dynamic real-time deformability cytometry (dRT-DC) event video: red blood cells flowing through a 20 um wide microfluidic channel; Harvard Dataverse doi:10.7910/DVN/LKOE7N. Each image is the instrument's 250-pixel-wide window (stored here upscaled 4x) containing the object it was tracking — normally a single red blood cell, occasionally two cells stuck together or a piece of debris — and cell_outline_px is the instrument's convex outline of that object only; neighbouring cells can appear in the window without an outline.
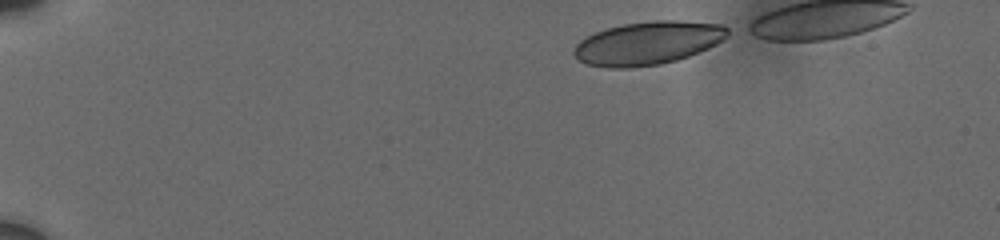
{"species": "human", "species_latin": "Homo sapiens", "temperature_condition": "cold", "stored_images_in_passage": 9, "camera_frame_rate_fps": 3000, "um_per_image_px": 0.085, "donor": {"sex": "male"}, "frame": {"image": 1, "passage_image": 1, "time_ms": 0.0, "image_size_px": [1000, 240], "cell_outline_px": [[728, 36], [724, 40], [708, 48], [688, 56], [676, 60], [660, 64], [628, 68], [608, 68], [588, 64], [580, 60], [572, 52], [576, 44], [580, 40], [604, 28], [624, 24], [652, 20], [680, 20], [720, 24], [728, 28]], "centroid_in_image_um": [55.07, 3.65], "position_along_channel_um": 29.9, "area_um2": 38.73}}
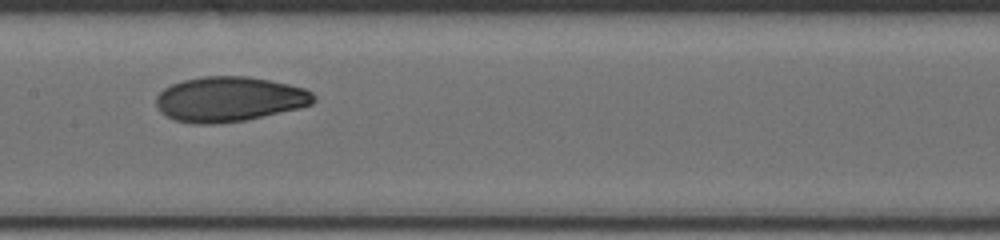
{"frame": {"image": 2, "passage_image": 8, "time_ms": 7.0, "image_size_px": [1000, 240], "cell_outline_px": [[316, 100], [312, 104], [296, 108], [244, 120], [216, 124], [192, 124], [176, 120], [160, 112], [156, 108], [156, 96], [164, 88], [172, 84], [184, 80], [204, 76], [248, 76], [288, 84], [304, 88], [312, 92], [316, 96]], "centroid_in_image_um": [19.46, 8.42], "position_along_channel_um": 187.9, "area_um2": 41.1}}
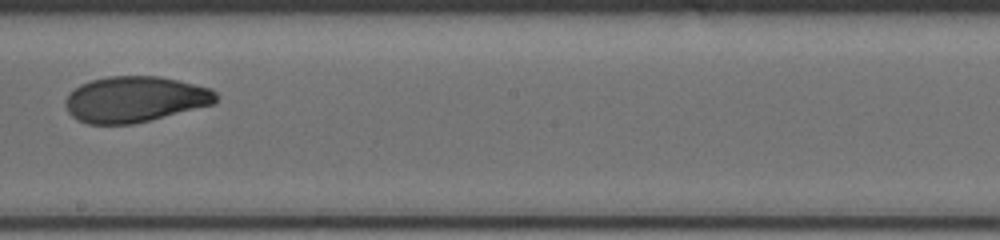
{"frame": {"image": 3, "passage_image": 9, "time_ms": 8.333, "image_size_px": [1000, 240], "cell_outline_px": [[216, 100], [212, 104], [132, 124], [88, 124], [76, 120], [68, 112], [64, 104], [64, 100], [80, 84], [92, 80], [108, 76], [160, 76], [180, 80], [212, 88], [216, 92]], "centroid_in_image_um": [11.45, 8.43], "position_along_channel_um": 236.8, "area_um2": 40.06}}